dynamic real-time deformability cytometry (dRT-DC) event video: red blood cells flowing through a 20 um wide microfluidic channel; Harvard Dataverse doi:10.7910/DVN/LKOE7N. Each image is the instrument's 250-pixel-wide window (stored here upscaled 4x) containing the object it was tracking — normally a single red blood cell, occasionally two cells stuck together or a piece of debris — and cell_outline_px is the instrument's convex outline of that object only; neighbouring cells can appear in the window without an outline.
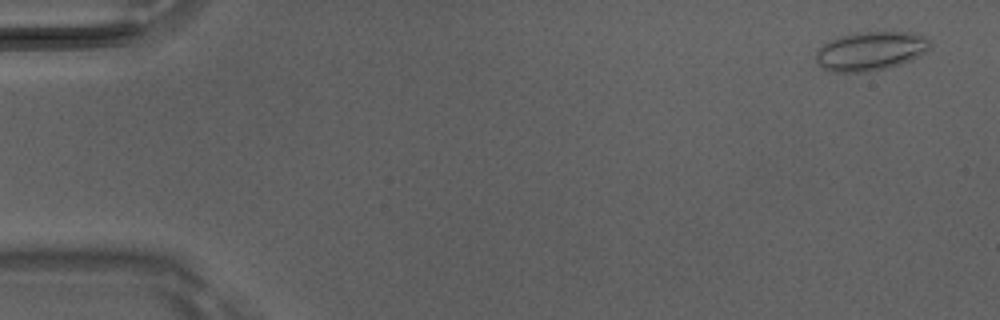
{"species": "Egyptian fruit bat (a non-hibernating species)", "species_latin": "Rousettus aegyptiacus", "temperature_condition": "room temperature", "stored_images_in_passage": 50, "camera_frame_rate_fps": 3000, "um_per_image_px": 0.085, "animal": {"sex": "male"}, "frame": {"image": 1, "passage_image": 3, "time_ms": 0.667, "image_size_px": [1000, 320], "cell_outline_px": [[932, 44], [920, 56], [912, 60], [900, 64], [868, 72], [832, 72], [824, 68], [816, 60], [816, 48], [840, 36], [856, 32], [912, 32], [928, 36]], "centroid_in_image_um": [74.03, 4.33], "position_along_channel_um": 11.0, "area_um2": 26.01}}
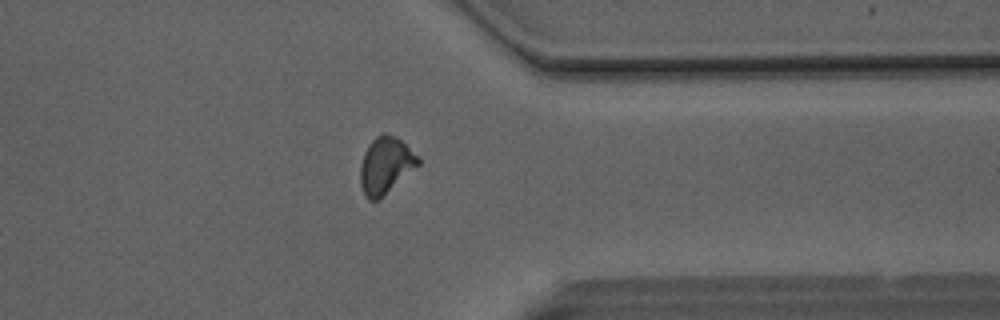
{"frame": {"image": 2, "passage_image": 40, "time_ms": 13.0, "image_size_px": [1000, 320], "cell_outline_px": [[420, 164], [380, 200], [368, 200], [360, 184], [360, 164], [364, 152], [368, 144], [376, 136], [384, 132], [396, 136], [420, 156]], "centroid_in_image_um": [32.79, 14.05], "position_along_channel_um": 378.6, "area_um2": 19.42}}
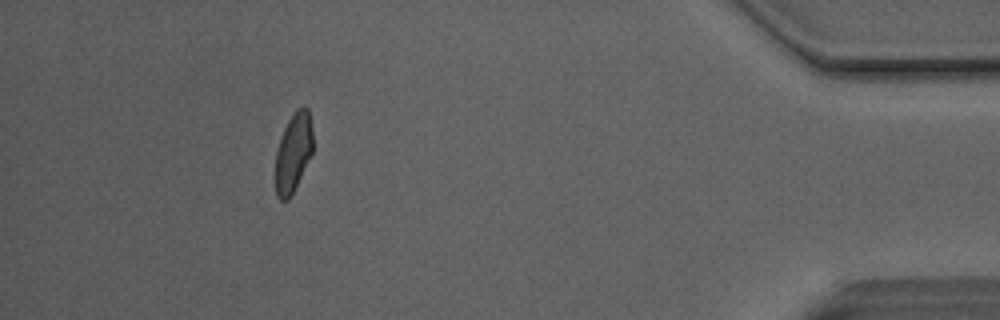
{"frame": {"image": 3, "passage_image": 46, "time_ms": 15.0, "image_size_px": [1000, 320], "cell_outline_px": [[312, 152], [288, 200], [280, 200], [276, 196], [276, 152], [284, 128], [288, 120], [296, 108], [304, 104], [308, 108], [312, 128]], "centroid_in_image_um": [24.93, 12.9], "position_along_channel_um": 410.3, "area_um2": 16.94}, "authors_computed_cell_mechanics": {"area_um2": 19.074, "velocity_mm_per_s": 4.1475, "shape_relaxation_time_tau1_ms": 6.3354, "shape_relaxation_time_tau2_ms": 1.4524, "deformation_change_tau1": 0.1255, "deformation_change_tau2": 0.0649}}